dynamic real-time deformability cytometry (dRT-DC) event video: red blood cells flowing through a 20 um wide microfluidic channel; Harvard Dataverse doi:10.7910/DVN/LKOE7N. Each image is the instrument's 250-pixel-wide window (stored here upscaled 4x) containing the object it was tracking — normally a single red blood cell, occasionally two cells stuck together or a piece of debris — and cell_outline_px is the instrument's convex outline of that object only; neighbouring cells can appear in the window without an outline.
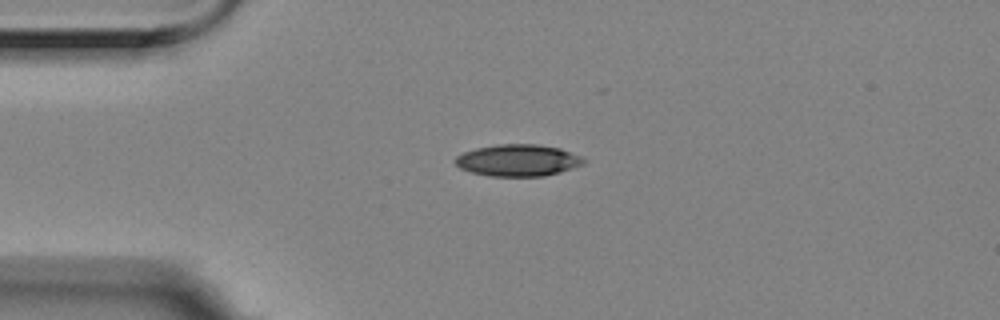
{"species": "Egyptian fruit bat (a non-hibernating species)", "species_latin": "Rousettus aegyptiacus", "temperature_condition": "room temperature", "stored_images_in_passage": 33, "camera_frame_rate_fps": 3000, "um_per_image_px": 0.085, "animal": {"sex": "female"}, "frame": {"image": 1, "passage_image": 1, "time_ms": 0.0, "image_size_px": [1000, 320], "cell_outline_px": [[588, 160], [584, 164], [560, 172], [544, 176], [488, 176], [472, 172], [460, 168], [456, 164], [456, 156], [464, 152], [476, 148], [496, 144], [536, 144], [560, 148], [580, 156]], "centroid_in_image_um": [44.05, 13.62], "position_along_channel_um": 41.0, "area_um2": 23.76}}
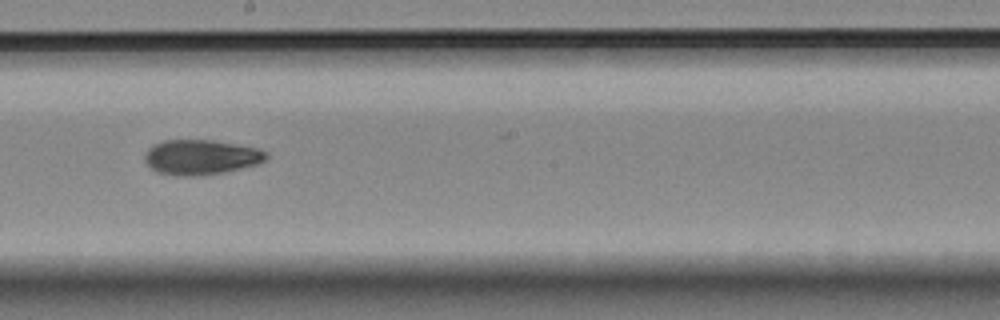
{"frame": {"image": 2, "passage_image": 19, "time_ms": 6.0, "image_size_px": [1000, 320], "cell_outline_px": [[268, 156], [264, 160], [256, 164], [224, 172], [200, 176], [176, 176], [156, 172], [144, 160], [144, 156], [148, 148], [164, 140], [212, 140], [260, 148], [268, 152]], "centroid_in_image_um": [17.08, 13.36], "position_along_channel_um": 231.1, "area_um2": 24.8}}
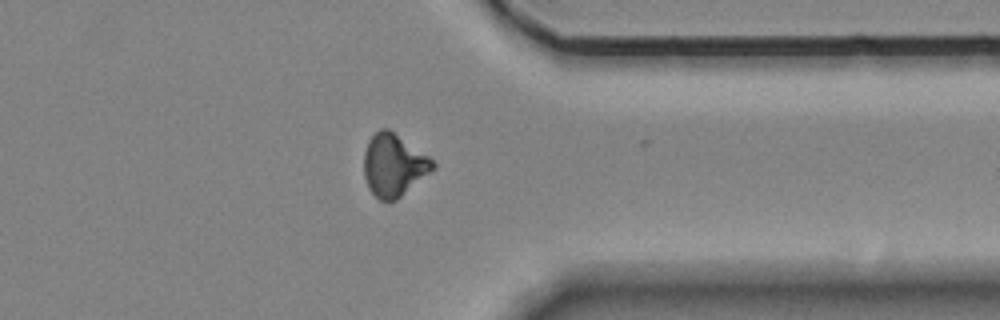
{"frame": {"image": 3, "passage_image": 32, "time_ms": 10.333, "image_size_px": [1000, 320], "cell_outline_px": [[436, 168], [396, 200], [388, 204], [380, 200], [368, 188], [364, 176], [364, 152], [368, 140], [380, 128], [388, 128], [428, 156], [436, 164]], "centroid_in_image_um": [33.45, 14.06], "position_along_channel_um": 377.9, "area_um2": 25.09}, "authors_computed_cell_mechanics": {"area_um2": 24.2182, "velocity_mm_per_s": 3.5279, "shape_relaxation_time_tau1_ms": null, "shape_relaxation_time_tau2_ms": 6.7617, "deformation_change_tau1": null, "deformation_change_tau2": 0.1374}}